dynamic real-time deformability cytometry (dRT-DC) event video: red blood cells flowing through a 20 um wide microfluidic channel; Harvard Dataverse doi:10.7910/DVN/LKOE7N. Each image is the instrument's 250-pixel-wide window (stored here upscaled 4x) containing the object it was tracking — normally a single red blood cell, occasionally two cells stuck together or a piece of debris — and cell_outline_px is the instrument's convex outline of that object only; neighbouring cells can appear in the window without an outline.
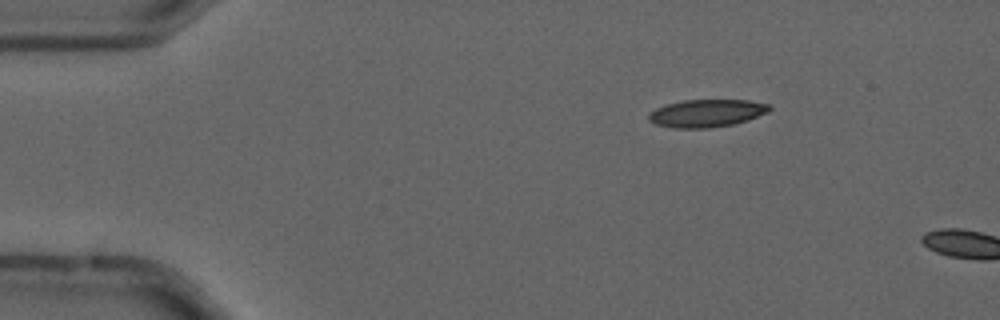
{"species": "common noctule bat (a hibernating species)", "species_latin": "Nyctalus noctula", "temperature_condition": "cold", "stored_images_in_passage": 4, "camera_frame_rate_fps": 3000, "um_per_image_px": 0.085, "animal": {"sex": "male", "forearm_length_mm": 52.5}, "frame": {"image": 1, "passage_image": 3, "time_ms": 0.667, "image_size_px": [1000, 320], "cell_outline_px": [[772, 108], [768, 112], [748, 120], [736, 124], [708, 128], [672, 128], [656, 124], [648, 120], [648, 116], [656, 108], [668, 104], [684, 100], [748, 100], [768, 104]], "centroid_in_image_um": [60.09, 9.63], "position_along_channel_um": 24.9, "area_um2": 19.42}}